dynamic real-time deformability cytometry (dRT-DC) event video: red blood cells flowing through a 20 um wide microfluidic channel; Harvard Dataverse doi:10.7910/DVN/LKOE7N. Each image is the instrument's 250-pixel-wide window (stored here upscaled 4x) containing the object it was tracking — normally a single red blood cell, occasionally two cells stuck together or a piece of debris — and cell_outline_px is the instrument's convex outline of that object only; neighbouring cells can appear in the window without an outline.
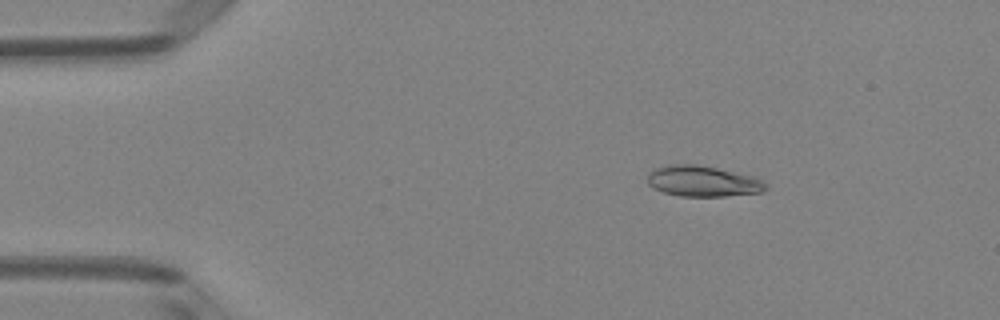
{"species": "Egyptian fruit bat (a non-hibernating species)", "species_latin": "Rousettus aegyptiacus", "temperature_condition": "room temperature", "stored_images_in_passage": 50, "camera_frame_rate_fps": 3000, "um_per_image_px": 0.085, "animal": {"sex": "female"}, "frame": {"image": 1, "passage_image": 8, "time_ms": 2.333, "image_size_px": [1000, 320], "cell_outline_px": [[768, 188], [760, 192], [724, 196], [680, 196], [664, 192], [652, 188], [648, 184], [648, 172], [656, 168], [668, 164], [696, 164], [716, 168], [752, 176], [768, 184]], "centroid_in_image_um": [59.7, 15.4], "position_along_channel_um": 25.3, "area_um2": 21.1}}
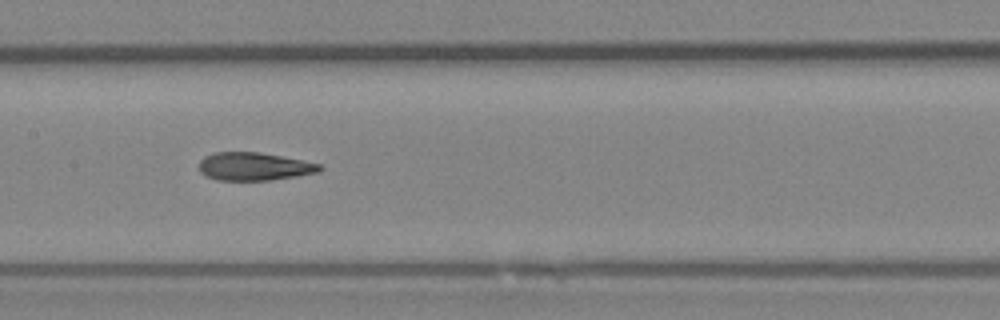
{"frame": {"image": 2, "passage_image": 25, "time_ms": 8.0, "image_size_px": [1000, 320], "cell_outline_px": [[324, 168], [320, 172], [272, 180], [216, 180], [204, 176], [200, 172], [200, 160], [204, 156], [212, 152], [260, 152], [320, 164]], "centroid_in_image_um": [21.57, 14.15], "position_along_channel_um": 185.8, "area_um2": 19.77}}
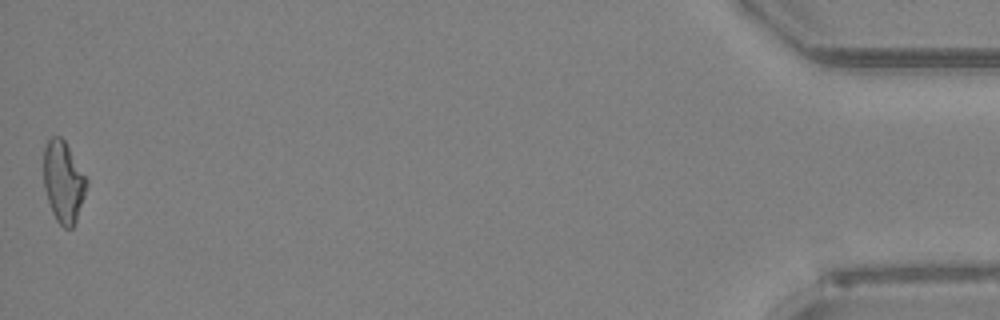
{"frame": {"image": 3, "passage_image": 50, "time_ms": 16.333, "image_size_px": [1000, 320], "cell_outline_px": [[88, 184], [76, 220], [72, 228], [64, 228], [56, 220], [52, 212], [44, 188], [44, 148], [48, 140], [52, 136], [60, 136], [64, 140], [88, 180]], "centroid_in_image_um": [5.38, 15.45], "position_along_channel_um": 429.8, "area_um2": 20.17}, "authors_computed_cell_mechanics": {"area_um2": 20.4612, "velocity_mm_per_s": 4.0684, "shape_relaxation_time_tau1_ms": 5.1044, "shape_relaxation_time_tau2_ms": 1.8815, "deformation_change_tau1": 0.1971, "deformation_change_tau2": 0.1064}}